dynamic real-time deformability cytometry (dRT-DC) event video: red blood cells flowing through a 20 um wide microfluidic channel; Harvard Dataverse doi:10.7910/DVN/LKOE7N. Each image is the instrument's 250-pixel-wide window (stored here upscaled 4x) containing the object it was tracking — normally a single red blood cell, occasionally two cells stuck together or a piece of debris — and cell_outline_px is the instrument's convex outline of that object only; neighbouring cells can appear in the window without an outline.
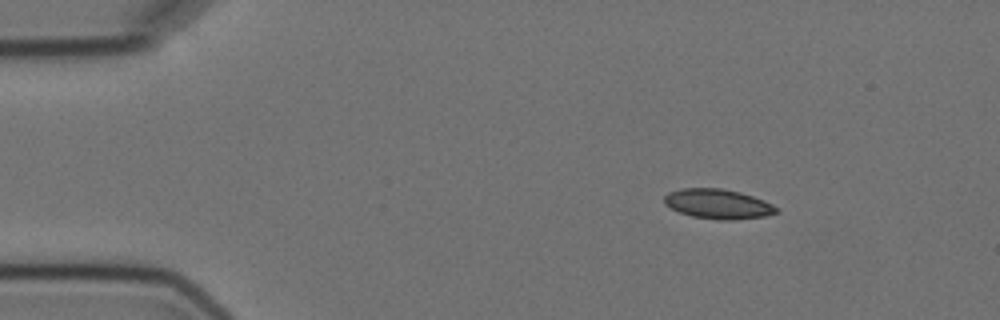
{"species": "Egyptian fruit bat (a non-hibernating species)", "species_latin": "Rousettus aegyptiacus", "temperature_condition": "cold", "stored_images_in_passage": 4, "camera_frame_rate_fps": 3000, "um_per_image_px": 0.085, "animal": {"sex": "female"}, "frame": {"image": 1, "passage_image": 2, "time_ms": 1.0, "image_size_px": [1000, 320], "cell_outline_px": [[780, 212], [764, 216], [736, 220], [720, 220], [692, 216], [680, 212], [664, 204], [664, 196], [668, 192], [680, 188], [720, 188], [740, 192], [764, 200], [772, 204]], "centroid_in_image_um": [61.02, 17.33], "position_along_channel_um": 24.0, "area_um2": 19.42}}